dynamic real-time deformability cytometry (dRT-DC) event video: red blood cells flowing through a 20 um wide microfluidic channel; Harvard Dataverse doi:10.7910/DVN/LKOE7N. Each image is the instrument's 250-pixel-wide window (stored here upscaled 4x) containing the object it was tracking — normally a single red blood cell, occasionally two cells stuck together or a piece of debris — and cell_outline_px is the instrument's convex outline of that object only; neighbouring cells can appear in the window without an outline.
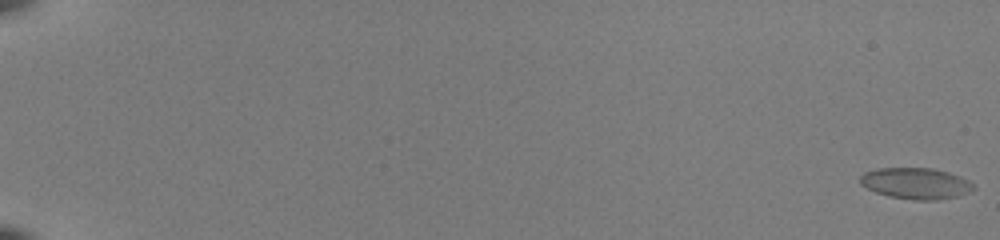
{"species": "common noctule bat (a hibernating species)", "species_latin": "Nyctalus noctula", "temperature_condition": "room temperature", "stored_images_in_passage": 55, "camera_frame_rate_fps": 3000, "um_per_image_px": 0.085, "animal": {"sex": "female", "body_mass_g": 22.0, "forearm_length_mm": 56.7}, "frame": {"image": 1, "passage_image": 1, "time_ms": 0.0, "image_size_px": [1000, 240], "cell_outline_px": [[976, 188], [960, 196], [936, 200], [916, 200], [888, 196], [876, 192], [860, 184], [860, 176], [864, 172], [876, 168], [932, 168], [948, 172], [960, 176], [968, 180]], "centroid_in_image_um": [77.85, 15.58], "position_along_channel_um": 7.2, "area_um2": 20.63}}
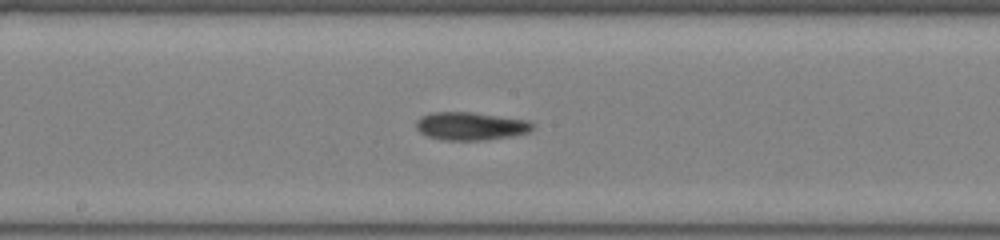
{"frame": {"image": 2, "passage_image": 33, "time_ms": 10.667, "image_size_px": [1000, 240], "cell_outline_px": [[532, 128], [528, 132], [512, 136], [484, 140], [444, 140], [428, 136], [420, 132], [416, 128], [416, 120], [420, 116], [432, 112], [472, 112], [528, 120], [532, 124]], "centroid_in_image_um": [39.97, 10.71], "position_along_channel_um": 208.2, "area_um2": 18.96}}
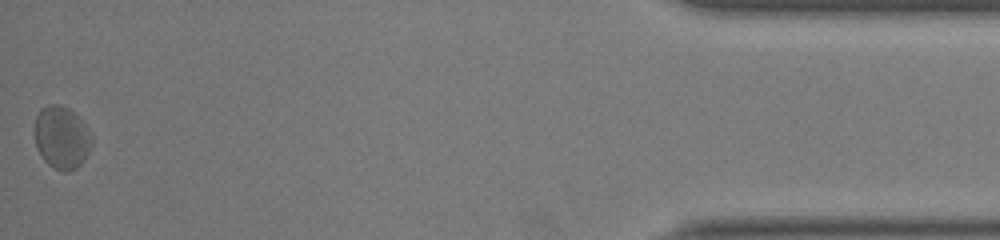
{"frame": {"image": 3, "passage_image": 55, "time_ms": 18.0, "image_size_px": [1000, 240], "cell_outline_px": [[92, 144], [84, 160], [76, 168], [68, 172], [64, 172], [48, 164], [44, 160], [36, 148], [36, 116], [40, 108], [48, 104], [60, 104], [68, 108], [88, 128], [92, 136]], "centroid_in_image_um": [5.25, 11.69], "position_along_channel_um": 430.0, "area_um2": 20.69}, "authors_computed_cell_mechanics": {"area_um2": 19.1318, "velocity_mm_per_s": 3.9438, "shape_relaxation_time_tau1_ms": null, "shape_relaxation_time_tau2_ms": 3.1919, "deformation_change_tau1": null, "deformation_change_tau2": 0.0931}}